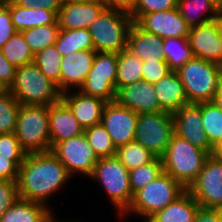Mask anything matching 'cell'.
Listing matches in <instances>:
<instances>
[{"instance_id": "obj_1", "label": "cell", "mask_w": 222, "mask_h": 222, "mask_svg": "<svg viewBox=\"0 0 222 222\" xmlns=\"http://www.w3.org/2000/svg\"><path fill=\"white\" fill-rule=\"evenodd\" d=\"M72 177L53 154H27L17 178L19 198L48 206V200Z\"/></svg>"}, {"instance_id": "obj_2", "label": "cell", "mask_w": 222, "mask_h": 222, "mask_svg": "<svg viewBox=\"0 0 222 222\" xmlns=\"http://www.w3.org/2000/svg\"><path fill=\"white\" fill-rule=\"evenodd\" d=\"M11 95L22 105H52L62 98L58 85L49 80L34 62L16 68Z\"/></svg>"}, {"instance_id": "obj_3", "label": "cell", "mask_w": 222, "mask_h": 222, "mask_svg": "<svg viewBox=\"0 0 222 222\" xmlns=\"http://www.w3.org/2000/svg\"><path fill=\"white\" fill-rule=\"evenodd\" d=\"M210 154L174 134L161 157L163 171L186 189L197 179Z\"/></svg>"}, {"instance_id": "obj_4", "label": "cell", "mask_w": 222, "mask_h": 222, "mask_svg": "<svg viewBox=\"0 0 222 222\" xmlns=\"http://www.w3.org/2000/svg\"><path fill=\"white\" fill-rule=\"evenodd\" d=\"M176 72L183 83L189 104L214 100L222 81L219 64L193 57Z\"/></svg>"}, {"instance_id": "obj_5", "label": "cell", "mask_w": 222, "mask_h": 222, "mask_svg": "<svg viewBox=\"0 0 222 222\" xmlns=\"http://www.w3.org/2000/svg\"><path fill=\"white\" fill-rule=\"evenodd\" d=\"M186 190L180 182L163 172L134 194L130 206L121 216H125L126 213L129 215V213L133 212V215L142 216L146 222Z\"/></svg>"}, {"instance_id": "obj_6", "label": "cell", "mask_w": 222, "mask_h": 222, "mask_svg": "<svg viewBox=\"0 0 222 222\" xmlns=\"http://www.w3.org/2000/svg\"><path fill=\"white\" fill-rule=\"evenodd\" d=\"M14 133L27 154L50 152L48 106L20 104Z\"/></svg>"}, {"instance_id": "obj_7", "label": "cell", "mask_w": 222, "mask_h": 222, "mask_svg": "<svg viewBox=\"0 0 222 222\" xmlns=\"http://www.w3.org/2000/svg\"><path fill=\"white\" fill-rule=\"evenodd\" d=\"M132 24L129 14L105 8L88 28L94 50L118 54L127 49Z\"/></svg>"}, {"instance_id": "obj_8", "label": "cell", "mask_w": 222, "mask_h": 222, "mask_svg": "<svg viewBox=\"0 0 222 222\" xmlns=\"http://www.w3.org/2000/svg\"><path fill=\"white\" fill-rule=\"evenodd\" d=\"M89 177L104 187L111 203L118 211L117 214L121 217L130 206L134 196L130 188L127 168L116 156L103 157L99 158Z\"/></svg>"}, {"instance_id": "obj_9", "label": "cell", "mask_w": 222, "mask_h": 222, "mask_svg": "<svg viewBox=\"0 0 222 222\" xmlns=\"http://www.w3.org/2000/svg\"><path fill=\"white\" fill-rule=\"evenodd\" d=\"M174 134L173 114L165 111L138 114L134 140L156 157L164 155Z\"/></svg>"}, {"instance_id": "obj_10", "label": "cell", "mask_w": 222, "mask_h": 222, "mask_svg": "<svg viewBox=\"0 0 222 222\" xmlns=\"http://www.w3.org/2000/svg\"><path fill=\"white\" fill-rule=\"evenodd\" d=\"M116 75L117 53L96 52L92 68L79 91L105 102L115 101Z\"/></svg>"}, {"instance_id": "obj_11", "label": "cell", "mask_w": 222, "mask_h": 222, "mask_svg": "<svg viewBox=\"0 0 222 222\" xmlns=\"http://www.w3.org/2000/svg\"><path fill=\"white\" fill-rule=\"evenodd\" d=\"M51 151L72 177L77 172L89 177L99 160L84 133L59 142Z\"/></svg>"}, {"instance_id": "obj_12", "label": "cell", "mask_w": 222, "mask_h": 222, "mask_svg": "<svg viewBox=\"0 0 222 222\" xmlns=\"http://www.w3.org/2000/svg\"><path fill=\"white\" fill-rule=\"evenodd\" d=\"M202 208H222V166L211 155L197 179L187 189Z\"/></svg>"}, {"instance_id": "obj_13", "label": "cell", "mask_w": 222, "mask_h": 222, "mask_svg": "<svg viewBox=\"0 0 222 222\" xmlns=\"http://www.w3.org/2000/svg\"><path fill=\"white\" fill-rule=\"evenodd\" d=\"M130 16L141 29L158 35L162 39L184 38L188 37L190 32V27L181 17L178 8Z\"/></svg>"}, {"instance_id": "obj_14", "label": "cell", "mask_w": 222, "mask_h": 222, "mask_svg": "<svg viewBox=\"0 0 222 222\" xmlns=\"http://www.w3.org/2000/svg\"><path fill=\"white\" fill-rule=\"evenodd\" d=\"M137 117L136 112L119 105L116 101L106 103L101 123L116 148L134 141Z\"/></svg>"}, {"instance_id": "obj_15", "label": "cell", "mask_w": 222, "mask_h": 222, "mask_svg": "<svg viewBox=\"0 0 222 222\" xmlns=\"http://www.w3.org/2000/svg\"><path fill=\"white\" fill-rule=\"evenodd\" d=\"M188 41L194 57L222 63V28L218 19L190 28Z\"/></svg>"}, {"instance_id": "obj_16", "label": "cell", "mask_w": 222, "mask_h": 222, "mask_svg": "<svg viewBox=\"0 0 222 222\" xmlns=\"http://www.w3.org/2000/svg\"><path fill=\"white\" fill-rule=\"evenodd\" d=\"M173 119L176 135L211 154L213 147L202 126L201 103L181 107L173 113Z\"/></svg>"}, {"instance_id": "obj_17", "label": "cell", "mask_w": 222, "mask_h": 222, "mask_svg": "<svg viewBox=\"0 0 222 222\" xmlns=\"http://www.w3.org/2000/svg\"><path fill=\"white\" fill-rule=\"evenodd\" d=\"M105 9L101 0L91 2L63 1L57 15L60 29H88Z\"/></svg>"}, {"instance_id": "obj_18", "label": "cell", "mask_w": 222, "mask_h": 222, "mask_svg": "<svg viewBox=\"0 0 222 222\" xmlns=\"http://www.w3.org/2000/svg\"><path fill=\"white\" fill-rule=\"evenodd\" d=\"M115 101L137 114L163 111L158 103L153 84L143 80L118 89Z\"/></svg>"}, {"instance_id": "obj_19", "label": "cell", "mask_w": 222, "mask_h": 222, "mask_svg": "<svg viewBox=\"0 0 222 222\" xmlns=\"http://www.w3.org/2000/svg\"><path fill=\"white\" fill-rule=\"evenodd\" d=\"M96 55L95 50L76 51L62 56L60 92L71 91V87H82Z\"/></svg>"}, {"instance_id": "obj_20", "label": "cell", "mask_w": 222, "mask_h": 222, "mask_svg": "<svg viewBox=\"0 0 222 222\" xmlns=\"http://www.w3.org/2000/svg\"><path fill=\"white\" fill-rule=\"evenodd\" d=\"M51 150L59 143L84 133L69 106L61 99L48 106Z\"/></svg>"}, {"instance_id": "obj_21", "label": "cell", "mask_w": 222, "mask_h": 222, "mask_svg": "<svg viewBox=\"0 0 222 222\" xmlns=\"http://www.w3.org/2000/svg\"><path fill=\"white\" fill-rule=\"evenodd\" d=\"M71 109L79 125L85 130L101 123L103 110L107 102L78 91L65 92L61 98Z\"/></svg>"}, {"instance_id": "obj_22", "label": "cell", "mask_w": 222, "mask_h": 222, "mask_svg": "<svg viewBox=\"0 0 222 222\" xmlns=\"http://www.w3.org/2000/svg\"><path fill=\"white\" fill-rule=\"evenodd\" d=\"M163 39L158 35L141 29L133 22L127 42V50L142 61H165L162 51Z\"/></svg>"}, {"instance_id": "obj_23", "label": "cell", "mask_w": 222, "mask_h": 222, "mask_svg": "<svg viewBox=\"0 0 222 222\" xmlns=\"http://www.w3.org/2000/svg\"><path fill=\"white\" fill-rule=\"evenodd\" d=\"M160 108L173 114L181 107L188 105L184 86L177 72H171L153 84Z\"/></svg>"}, {"instance_id": "obj_24", "label": "cell", "mask_w": 222, "mask_h": 222, "mask_svg": "<svg viewBox=\"0 0 222 222\" xmlns=\"http://www.w3.org/2000/svg\"><path fill=\"white\" fill-rule=\"evenodd\" d=\"M199 207L200 205L195 201L191 193L186 190L146 222H194L195 214Z\"/></svg>"}, {"instance_id": "obj_25", "label": "cell", "mask_w": 222, "mask_h": 222, "mask_svg": "<svg viewBox=\"0 0 222 222\" xmlns=\"http://www.w3.org/2000/svg\"><path fill=\"white\" fill-rule=\"evenodd\" d=\"M10 14L17 32L38 26L51 25L57 22V14L45 8H26L10 0Z\"/></svg>"}, {"instance_id": "obj_26", "label": "cell", "mask_w": 222, "mask_h": 222, "mask_svg": "<svg viewBox=\"0 0 222 222\" xmlns=\"http://www.w3.org/2000/svg\"><path fill=\"white\" fill-rule=\"evenodd\" d=\"M52 213L44 204L18 198L2 215L0 222H48Z\"/></svg>"}, {"instance_id": "obj_27", "label": "cell", "mask_w": 222, "mask_h": 222, "mask_svg": "<svg viewBox=\"0 0 222 222\" xmlns=\"http://www.w3.org/2000/svg\"><path fill=\"white\" fill-rule=\"evenodd\" d=\"M177 8L190 28L217 20L219 17V9L209 0H178Z\"/></svg>"}, {"instance_id": "obj_28", "label": "cell", "mask_w": 222, "mask_h": 222, "mask_svg": "<svg viewBox=\"0 0 222 222\" xmlns=\"http://www.w3.org/2000/svg\"><path fill=\"white\" fill-rule=\"evenodd\" d=\"M143 61L125 49L117 54L116 91L123 86L142 81Z\"/></svg>"}, {"instance_id": "obj_29", "label": "cell", "mask_w": 222, "mask_h": 222, "mask_svg": "<svg viewBox=\"0 0 222 222\" xmlns=\"http://www.w3.org/2000/svg\"><path fill=\"white\" fill-rule=\"evenodd\" d=\"M55 45L61 56L76 51L94 50V45L88 29H60Z\"/></svg>"}, {"instance_id": "obj_30", "label": "cell", "mask_w": 222, "mask_h": 222, "mask_svg": "<svg viewBox=\"0 0 222 222\" xmlns=\"http://www.w3.org/2000/svg\"><path fill=\"white\" fill-rule=\"evenodd\" d=\"M162 51L164 60L173 72L178 71L187 61L194 57L188 37L163 39Z\"/></svg>"}, {"instance_id": "obj_31", "label": "cell", "mask_w": 222, "mask_h": 222, "mask_svg": "<svg viewBox=\"0 0 222 222\" xmlns=\"http://www.w3.org/2000/svg\"><path fill=\"white\" fill-rule=\"evenodd\" d=\"M33 62L49 80L58 85L60 90L62 56L57 50L56 45L36 52Z\"/></svg>"}, {"instance_id": "obj_32", "label": "cell", "mask_w": 222, "mask_h": 222, "mask_svg": "<svg viewBox=\"0 0 222 222\" xmlns=\"http://www.w3.org/2000/svg\"><path fill=\"white\" fill-rule=\"evenodd\" d=\"M4 57L16 68L32 63L34 53L21 32H16L1 48Z\"/></svg>"}, {"instance_id": "obj_33", "label": "cell", "mask_w": 222, "mask_h": 222, "mask_svg": "<svg viewBox=\"0 0 222 222\" xmlns=\"http://www.w3.org/2000/svg\"><path fill=\"white\" fill-rule=\"evenodd\" d=\"M115 156L128 171L147 164L156 157L149 149H146L135 140L119 146Z\"/></svg>"}, {"instance_id": "obj_34", "label": "cell", "mask_w": 222, "mask_h": 222, "mask_svg": "<svg viewBox=\"0 0 222 222\" xmlns=\"http://www.w3.org/2000/svg\"><path fill=\"white\" fill-rule=\"evenodd\" d=\"M59 31L60 27L57 21L55 24L29 28L21 33L35 54L46 47L55 45Z\"/></svg>"}, {"instance_id": "obj_35", "label": "cell", "mask_w": 222, "mask_h": 222, "mask_svg": "<svg viewBox=\"0 0 222 222\" xmlns=\"http://www.w3.org/2000/svg\"><path fill=\"white\" fill-rule=\"evenodd\" d=\"M202 126L213 147L222 137V110L212 102H201Z\"/></svg>"}, {"instance_id": "obj_36", "label": "cell", "mask_w": 222, "mask_h": 222, "mask_svg": "<svg viewBox=\"0 0 222 222\" xmlns=\"http://www.w3.org/2000/svg\"><path fill=\"white\" fill-rule=\"evenodd\" d=\"M84 134L98 158L116 155L117 148L102 123L85 129Z\"/></svg>"}, {"instance_id": "obj_37", "label": "cell", "mask_w": 222, "mask_h": 222, "mask_svg": "<svg viewBox=\"0 0 222 222\" xmlns=\"http://www.w3.org/2000/svg\"><path fill=\"white\" fill-rule=\"evenodd\" d=\"M163 171L162 159L155 157L151 162L129 171V182L132 194L156 179Z\"/></svg>"}, {"instance_id": "obj_38", "label": "cell", "mask_w": 222, "mask_h": 222, "mask_svg": "<svg viewBox=\"0 0 222 222\" xmlns=\"http://www.w3.org/2000/svg\"><path fill=\"white\" fill-rule=\"evenodd\" d=\"M20 103L10 92L0 97V134L14 133Z\"/></svg>"}, {"instance_id": "obj_39", "label": "cell", "mask_w": 222, "mask_h": 222, "mask_svg": "<svg viewBox=\"0 0 222 222\" xmlns=\"http://www.w3.org/2000/svg\"><path fill=\"white\" fill-rule=\"evenodd\" d=\"M26 155L15 133L0 134V157L8 160H24Z\"/></svg>"}, {"instance_id": "obj_40", "label": "cell", "mask_w": 222, "mask_h": 222, "mask_svg": "<svg viewBox=\"0 0 222 222\" xmlns=\"http://www.w3.org/2000/svg\"><path fill=\"white\" fill-rule=\"evenodd\" d=\"M171 72L166 61H143L142 80L148 83L155 84Z\"/></svg>"}, {"instance_id": "obj_41", "label": "cell", "mask_w": 222, "mask_h": 222, "mask_svg": "<svg viewBox=\"0 0 222 222\" xmlns=\"http://www.w3.org/2000/svg\"><path fill=\"white\" fill-rule=\"evenodd\" d=\"M178 0H137L134 11L130 15H145L156 11L177 8Z\"/></svg>"}, {"instance_id": "obj_42", "label": "cell", "mask_w": 222, "mask_h": 222, "mask_svg": "<svg viewBox=\"0 0 222 222\" xmlns=\"http://www.w3.org/2000/svg\"><path fill=\"white\" fill-rule=\"evenodd\" d=\"M16 32L10 14V0L0 1V49Z\"/></svg>"}, {"instance_id": "obj_43", "label": "cell", "mask_w": 222, "mask_h": 222, "mask_svg": "<svg viewBox=\"0 0 222 222\" xmlns=\"http://www.w3.org/2000/svg\"><path fill=\"white\" fill-rule=\"evenodd\" d=\"M18 198L17 182L0 180V218Z\"/></svg>"}, {"instance_id": "obj_44", "label": "cell", "mask_w": 222, "mask_h": 222, "mask_svg": "<svg viewBox=\"0 0 222 222\" xmlns=\"http://www.w3.org/2000/svg\"><path fill=\"white\" fill-rule=\"evenodd\" d=\"M24 160H8L0 157V180L17 181L20 165Z\"/></svg>"}, {"instance_id": "obj_45", "label": "cell", "mask_w": 222, "mask_h": 222, "mask_svg": "<svg viewBox=\"0 0 222 222\" xmlns=\"http://www.w3.org/2000/svg\"><path fill=\"white\" fill-rule=\"evenodd\" d=\"M17 5L26 8H45L46 10H52L57 15L64 0H13Z\"/></svg>"}, {"instance_id": "obj_46", "label": "cell", "mask_w": 222, "mask_h": 222, "mask_svg": "<svg viewBox=\"0 0 222 222\" xmlns=\"http://www.w3.org/2000/svg\"><path fill=\"white\" fill-rule=\"evenodd\" d=\"M16 67H14L3 55L0 49V81L10 87L14 81Z\"/></svg>"}, {"instance_id": "obj_47", "label": "cell", "mask_w": 222, "mask_h": 222, "mask_svg": "<svg viewBox=\"0 0 222 222\" xmlns=\"http://www.w3.org/2000/svg\"><path fill=\"white\" fill-rule=\"evenodd\" d=\"M106 9L118 10L127 14L134 11L137 0H101Z\"/></svg>"}, {"instance_id": "obj_48", "label": "cell", "mask_w": 222, "mask_h": 222, "mask_svg": "<svg viewBox=\"0 0 222 222\" xmlns=\"http://www.w3.org/2000/svg\"><path fill=\"white\" fill-rule=\"evenodd\" d=\"M194 222H221L219 210L199 207Z\"/></svg>"}, {"instance_id": "obj_49", "label": "cell", "mask_w": 222, "mask_h": 222, "mask_svg": "<svg viewBox=\"0 0 222 222\" xmlns=\"http://www.w3.org/2000/svg\"><path fill=\"white\" fill-rule=\"evenodd\" d=\"M213 102L222 110V81L220 83L219 89L215 93Z\"/></svg>"}, {"instance_id": "obj_50", "label": "cell", "mask_w": 222, "mask_h": 222, "mask_svg": "<svg viewBox=\"0 0 222 222\" xmlns=\"http://www.w3.org/2000/svg\"><path fill=\"white\" fill-rule=\"evenodd\" d=\"M211 156H222V137L221 139L213 146Z\"/></svg>"}, {"instance_id": "obj_51", "label": "cell", "mask_w": 222, "mask_h": 222, "mask_svg": "<svg viewBox=\"0 0 222 222\" xmlns=\"http://www.w3.org/2000/svg\"><path fill=\"white\" fill-rule=\"evenodd\" d=\"M9 92V87L0 81V97Z\"/></svg>"}, {"instance_id": "obj_52", "label": "cell", "mask_w": 222, "mask_h": 222, "mask_svg": "<svg viewBox=\"0 0 222 222\" xmlns=\"http://www.w3.org/2000/svg\"><path fill=\"white\" fill-rule=\"evenodd\" d=\"M214 6H216L219 10L222 9V0H209Z\"/></svg>"}, {"instance_id": "obj_53", "label": "cell", "mask_w": 222, "mask_h": 222, "mask_svg": "<svg viewBox=\"0 0 222 222\" xmlns=\"http://www.w3.org/2000/svg\"><path fill=\"white\" fill-rule=\"evenodd\" d=\"M64 1H72V2H91L93 0H64Z\"/></svg>"}, {"instance_id": "obj_54", "label": "cell", "mask_w": 222, "mask_h": 222, "mask_svg": "<svg viewBox=\"0 0 222 222\" xmlns=\"http://www.w3.org/2000/svg\"><path fill=\"white\" fill-rule=\"evenodd\" d=\"M55 218H56V217H54V214L52 213V215H51V217H50V219H49L48 222H59V221H56ZM64 222H65V221H64Z\"/></svg>"}, {"instance_id": "obj_55", "label": "cell", "mask_w": 222, "mask_h": 222, "mask_svg": "<svg viewBox=\"0 0 222 222\" xmlns=\"http://www.w3.org/2000/svg\"><path fill=\"white\" fill-rule=\"evenodd\" d=\"M212 157L216 158L222 166V156H212Z\"/></svg>"}, {"instance_id": "obj_56", "label": "cell", "mask_w": 222, "mask_h": 222, "mask_svg": "<svg viewBox=\"0 0 222 222\" xmlns=\"http://www.w3.org/2000/svg\"><path fill=\"white\" fill-rule=\"evenodd\" d=\"M218 20L220 21L221 28H222V11H219V17Z\"/></svg>"}, {"instance_id": "obj_57", "label": "cell", "mask_w": 222, "mask_h": 222, "mask_svg": "<svg viewBox=\"0 0 222 222\" xmlns=\"http://www.w3.org/2000/svg\"><path fill=\"white\" fill-rule=\"evenodd\" d=\"M219 210V215H220V218H221V222H222V208L218 209Z\"/></svg>"}, {"instance_id": "obj_58", "label": "cell", "mask_w": 222, "mask_h": 222, "mask_svg": "<svg viewBox=\"0 0 222 222\" xmlns=\"http://www.w3.org/2000/svg\"><path fill=\"white\" fill-rule=\"evenodd\" d=\"M220 69H221V79H222V63L220 64Z\"/></svg>"}]
</instances>
